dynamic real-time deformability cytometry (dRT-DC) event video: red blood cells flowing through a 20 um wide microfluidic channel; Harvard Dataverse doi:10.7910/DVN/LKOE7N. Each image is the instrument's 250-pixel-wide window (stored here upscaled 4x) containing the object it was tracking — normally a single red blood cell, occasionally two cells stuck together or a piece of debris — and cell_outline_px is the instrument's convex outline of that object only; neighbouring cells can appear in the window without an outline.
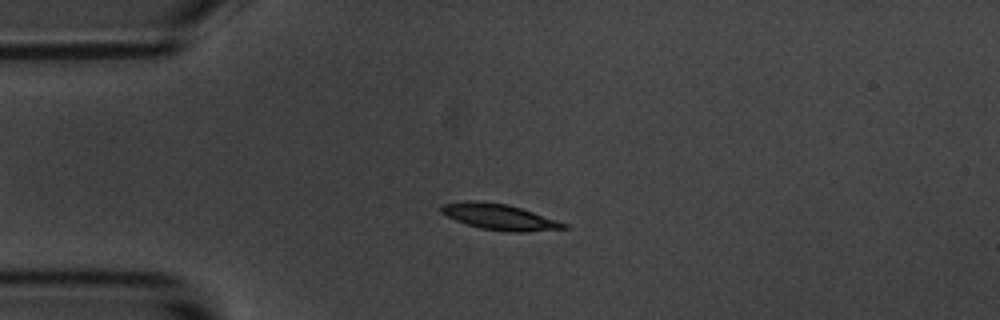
{"species": "common noctule bat (a hibernating species)", "species_latin": "Nyctalus noctula", "temperature_condition": "room temperature", "stored_images_in_passage": 4, "camera_frame_rate_fps": 3000, "um_per_image_px": 0.085, "animal": {"sex": "male", "body_mass_g": 20.1, "forearm_length_mm": 53.5}, "frame": {"image": 1, "passage_image": 3, "time_ms": 2.333, "image_size_px": [1000, 320], "cell_outline_px": [[572, 228], [524, 232], [508, 232], [480, 228], [456, 220], [440, 212], [440, 204], [472, 200], [476, 200], [508, 204], [568, 224]], "centroid_in_image_um": [42.46, 18.44], "position_along_channel_um": 42.5, "area_um2": 18.44}}